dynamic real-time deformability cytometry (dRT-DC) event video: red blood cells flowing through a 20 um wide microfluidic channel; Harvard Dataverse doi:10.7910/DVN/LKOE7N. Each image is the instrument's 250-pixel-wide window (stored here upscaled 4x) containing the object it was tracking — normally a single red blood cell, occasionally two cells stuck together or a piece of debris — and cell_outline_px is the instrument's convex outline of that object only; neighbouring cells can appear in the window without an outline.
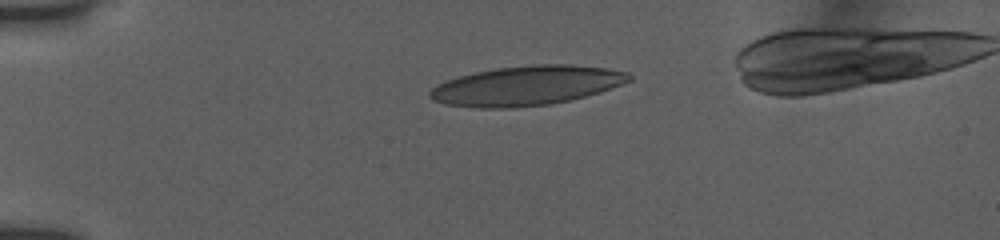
{"species": "human", "species_latin": "Homo sapiens", "temperature_condition": "room temperature", "stored_images_in_passage": 40, "camera_frame_rate_fps": 3000, "um_per_image_px": 0.085, "donor": {"sex": "female"}, "frame": {"image": 1, "passage_image": 1, "time_ms": 0.0, "image_size_px": [1000, 240], "cell_outline_px": [[632, 80], [600, 92], [568, 100], [548, 104], [512, 108], [480, 108], [444, 104], [432, 100], [428, 96], [428, 92], [436, 84], [460, 76], [476, 72], [496, 68], [536, 64], [568, 64], [604, 68], [628, 72], [632, 76]], "centroid_in_image_um": [44.73, 7.28], "position_along_channel_um": 40.3, "area_um2": 45.66}}
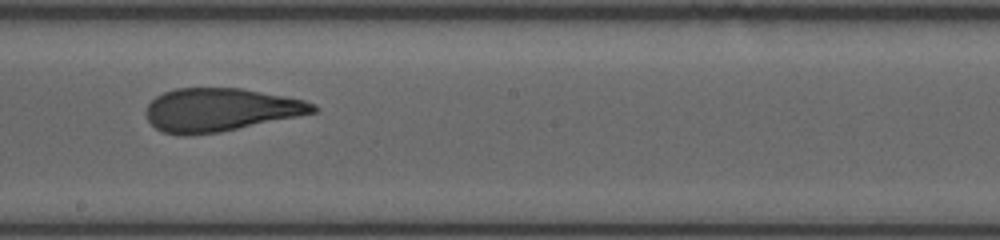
{"frame": {"image": 2, "passage_image": 19, "time_ms": 6.0, "image_size_px": [1000, 240], "cell_outline_px": [[320, 108], [316, 112], [220, 132], [184, 136], [180, 136], [164, 132], [156, 128], [148, 120], [144, 112], [148, 104], [156, 96], [164, 92], [176, 88], [240, 88], [284, 96], [304, 100], [316, 104]], "centroid_in_image_um": [18.7, 9.33], "position_along_channel_um": 229.5, "area_um2": 41.96}}
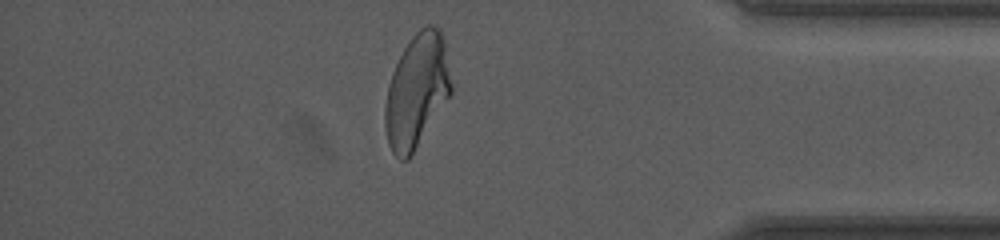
{"frame": {"image": 3, "passage_image": 34, "time_ms": 11.0, "image_size_px": [1000, 240], "cell_outline_px": [[452, 92], [408, 160], [400, 160], [392, 152], [388, 144], [384, 128], [384, 108], [388, 84], [392, 72], [404, 48], [412, 36], [424, 24], [432, 24], [440, 28], [444, 40], [452, 84]], "centroid_in_image_um": [35.41, 7.71], "position_along_channel_um": 399.8, "area_um2": 43.81}}